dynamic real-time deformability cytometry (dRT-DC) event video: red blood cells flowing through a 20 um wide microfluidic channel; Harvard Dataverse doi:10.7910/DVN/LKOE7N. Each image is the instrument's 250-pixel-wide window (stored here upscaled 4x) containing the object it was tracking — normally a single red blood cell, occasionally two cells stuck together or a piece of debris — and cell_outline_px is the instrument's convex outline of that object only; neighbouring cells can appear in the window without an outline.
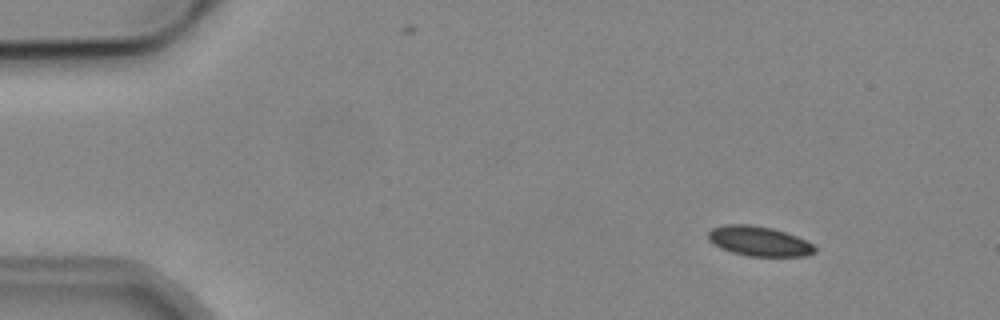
{"species": "common noctule bat (a hibernating species)", "species_latin": "Nyctalus noctula", "temperature_condition": "cold", "stored_images_in_passage": 4, "camera_frame_rate_fps": 3000, "um_per_image_px": 0.085, "animal": {"sex": "male", "body_mass_g": 19.2, "forearm_length_mm": 51.8}, "frame": {"image": 1, "passage_image": 2, "time_ms": 2.0, "image_size_px": [1000, 320], "cell_outline_px": [[816, 252], [808, 256], [748, 256], [732, 252], [720, 248], [712, 244], [708, 240], [708, 232], [712, 228], [724, 224], [752, 224], [772, 228], [796, 236], [812, 244], [816, 248]], "centroid_in_image_um": [64.48, 20.5], "position_along_channel_um": 20.5, "area_um2": 18.61}}